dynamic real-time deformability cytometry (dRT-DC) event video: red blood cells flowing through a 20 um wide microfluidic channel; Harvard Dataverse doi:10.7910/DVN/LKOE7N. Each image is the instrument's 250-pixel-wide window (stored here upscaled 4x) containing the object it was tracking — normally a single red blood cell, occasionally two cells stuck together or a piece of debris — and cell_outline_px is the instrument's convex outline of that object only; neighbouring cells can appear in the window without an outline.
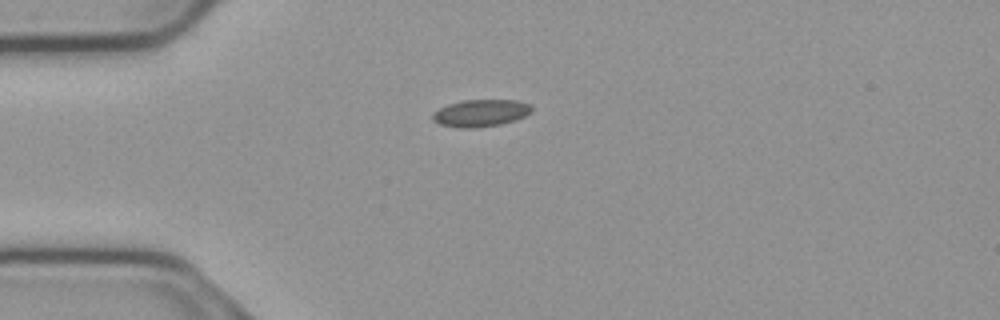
{"species": "common noctule bat (a hibernating species)", "species_latin": "Nyctalus noctula", "temperature_condition": "cold", "stored_images_in_passage": 42, "camera_frame_rate_fps": 3000, "um_per_image_px": 0.085, "animal": {"sex": "male", "body_mass_g": 23.1, "forearm_length_mm": 52.7}, "frame": {"image": 1, "passage_image": 1, "time_ms": 0.0, "image_size_px": [1000, 320], "cell_outline_px": [[532, 112], [516, 120], [500, 124], [472, 128], [460, 128], [440, 124], [432, 120], [432, 116], [440, 108], [448, 104], [460, 100], [516, 100], [532, 104]], "centroid_in_image_um": [40.89, 9.6], "position_along_channel_um": 44.1, "area_um2": 15.66}}
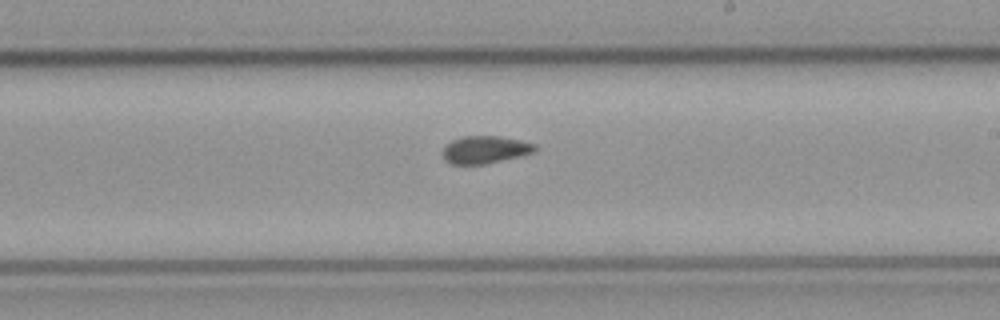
{"frame": {"image": 2, "passage_image": 19, "time_ms": 6.0, "image_size_px": [1000, 320], "cell_outline_px": [[536, 148], [532, 152], [484, 164], [452, 164], [444, 160], [444, 148], [452, 140], [464, 136], [500, 136], [520, 140], [536, 144]], "centroid_in_image_um": [41.21, 12.71], "position_along_channel_um": 247.8, "area_um2": 14.39}}
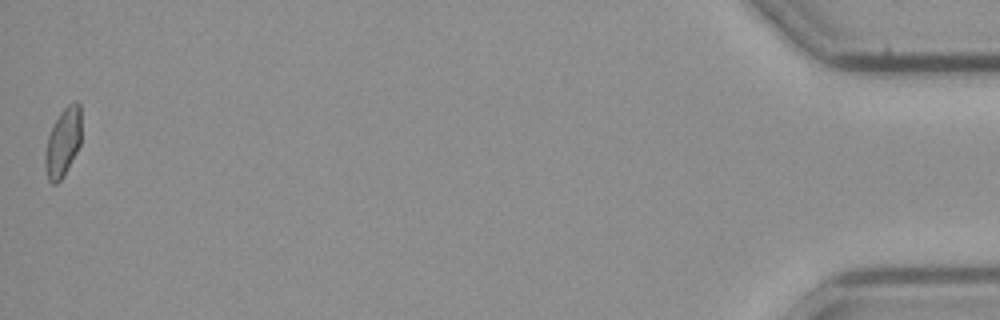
{"frame": {"image": 3, "passage_image": 42, "time_ms": 13.667, "image_size_px": [1000, 320], "cell_outline_px": [[80, 144], [64, 176], [56, 184], [52, 184], [48, 180], [44, 168], [44, 156], [48, 136], [60, 112], [72, 100], [76, 100], [80, 104]], "centroid_in_image_um": [5.34, 12.11], "position_along_channel_um": 429.9, "area_um2": 14.51}, "authors_computed_cell_mechanics": {"area_um2": 14.9124, "velocity_mm_per_s": 3.7079, "shape_relaxation_time_tau1_ms": null, "shape_relaxation_time_tau2_ms": 1.828, "deformation_change_tau1": null, "deformation_change_tau2": 0.0682}}